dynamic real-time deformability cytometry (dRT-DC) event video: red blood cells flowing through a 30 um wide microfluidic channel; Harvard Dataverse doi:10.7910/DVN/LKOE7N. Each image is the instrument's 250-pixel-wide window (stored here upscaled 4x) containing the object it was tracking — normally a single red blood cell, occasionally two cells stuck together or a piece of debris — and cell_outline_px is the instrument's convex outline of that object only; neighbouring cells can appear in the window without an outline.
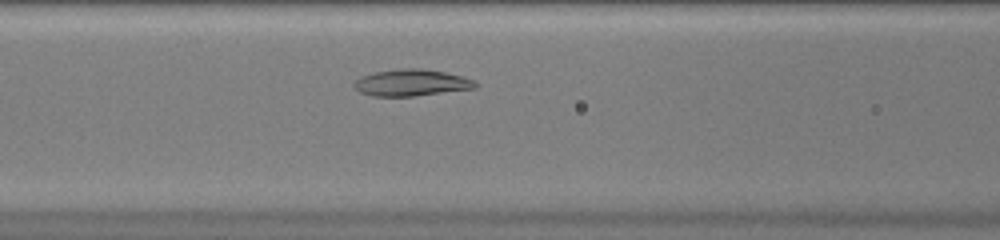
{"species": "common noctule bat (a hibernating species)", "species_latin": "Nyctalus noctula", "temperature_condition": "warm", "stored_images_in_passage": 33, "camera_frame_rate_fps": 3000, "um_per_image_px": 0.085, "animal": {"sex": "female", "body_mass_g": 20.0, "forearm_length_mm": 54.0}, "frame": {"image": 1, "passage_image": 10, "time_ms": 3.0, "image_size_px": [1000, 240], "cell_outline_px": [[476, 88], [412, 96], [372, 96], [360, 92], [352, 84], [360, 76], [376, 72], [396, 68], [420, 68], [444, 72], [476, 80]], "centroid_in_image_um": [34.94, 7.02], "position_along_channel_um": 131.7, "area_um2": 18.73}}
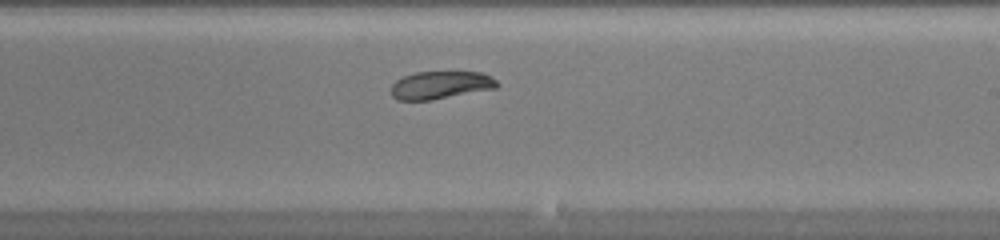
{"frame": {"image": 2, "passage_image": 19, "time_ms": 6.0, "image_size_px": [1000, 240], "cell_outline_px": [[500, 84], [496, 88], [432, 100], [396, 100], [392, 96], [392, 84], [396, 80], [404, 76], [416, 72], [480, 72], [496, 80]], "centroid_in_image_um": [37.43, 7.24], "position_along_channel_um": 251.6, "area_um2": 17.05}}
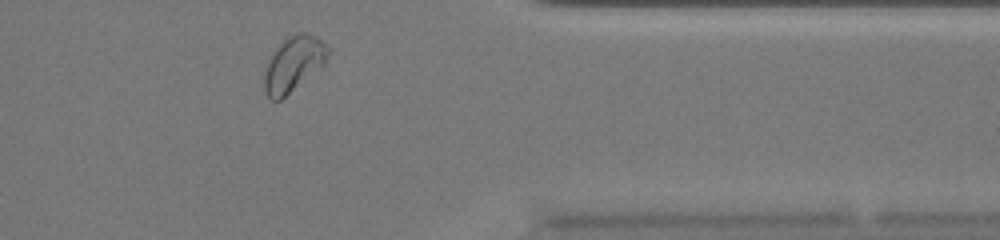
{"frame": {"image": 3, "passage_image": 30, "time_ms": 9.667, "image_size_px": [1000, 240], "cell_outline_px": [[328, 52], [324, 64], [280, 100], [272, 100], [264, 92], [264, 76], [268, 64], [276, 48], [284, 40], [296, 32], [304, 32], [316, 36], [328, 48]], "centroid_in_image_um": [24.94, 5.43], "position_along_channel_um": 386.5, "area_um2": 19.71}, "authors_computed_cell_mechanics": {"area_um2": 18.7272, "velocity_mm_per_s": 4.0105, "shape_relaxation_time_tau1_ms": 3.3966, "shape_relaxation_time_tau2_ms": null, "deformation_change_tau1": 0.0741, "deformation_change_tau2": null}}